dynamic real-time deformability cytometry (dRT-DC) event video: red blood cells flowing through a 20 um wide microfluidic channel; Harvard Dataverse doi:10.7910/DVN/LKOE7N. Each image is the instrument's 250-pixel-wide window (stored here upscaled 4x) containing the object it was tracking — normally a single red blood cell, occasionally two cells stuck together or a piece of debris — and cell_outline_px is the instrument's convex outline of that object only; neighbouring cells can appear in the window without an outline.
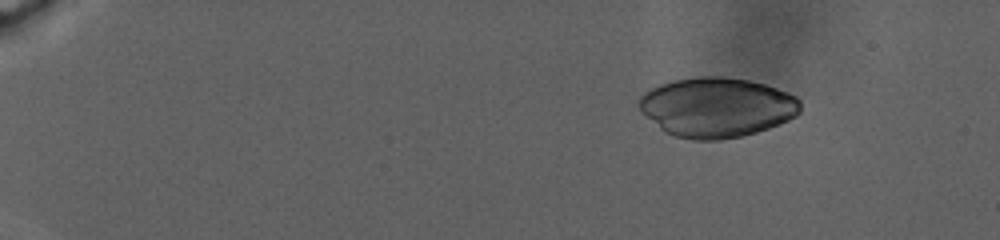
{"species": "human", "species_latin": "Homo sapiens", "temperature_condition": "warm", "stored_images_in_passage": 64, "camera_frame_rate_fps": 3000, "um_per_image_px": 0.085, "donor": {"sex": "male"}, "frame": {"image": 1, "passage_image": 1, "time_ms": 0.0, "image_size_px": [1000, 240], "cell_outline_px": [[800, 112], [796, 116], [780, 124], [756, 132], [740, 136], [720, 140], [692, 140], [676, 136], [664, 132], [640, 112], [640, 96], [644, 92], [660, 84], [672, 80], [696, 76], [724, 76], [752, 80], [788, 92], [796, 96], [800, 100]], "centroid_in_image_um": [60.92, 9.11], "position_along_channel_um": 24.1, "area_um2": 56.53}}
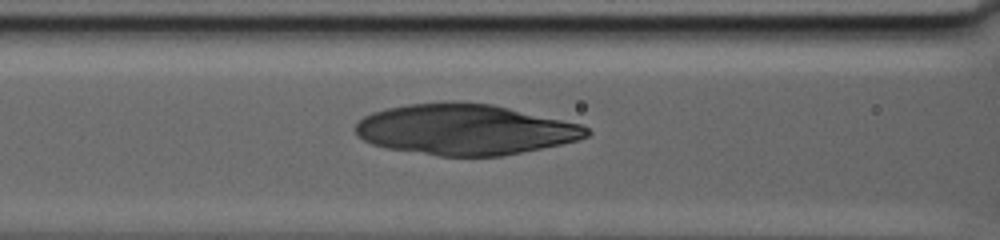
{"frame": {"image": 2, "passage_image": 25, "time_ms": 11.0, "image_size_px": [1000, 240], "cell_outline_px": [[592, 132], [588, 136], [576, 140], [560, 144], [500, 156], [440, 156], [388, 148], [372, 144], [356, 136], [352, 128], [364, 116], [372, 112], [388, 108], [408, 104], [444, 100], [492, 104], [580, 124], [588, 128]], "centroid_in_image_um": [39.47, 10.99], "position_along_channel_um": 127.1, "area_um2": 68.26}}
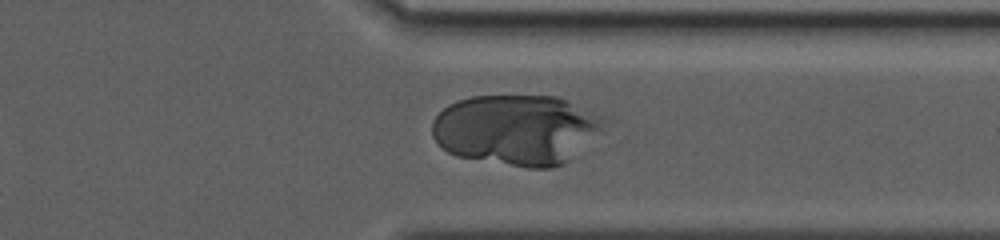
{"frame": {"image": 3, "passage_image": 50, "time_ms": 21.667, "image_size_px": [1000, 240], "cell_outline_px": [[608, 120], [600, 128], [560, 164], [552, 168], [528, 168], [456, 156], [448, 152], [432, 136], [432, 120], [448, 104], [456, 100], [472, 96], [556, 96], [604, 116]], "centroid_in_image_um": [43.79, 10.99], "position_along_channel_um": 367.6, "area_um2": 69.3}}